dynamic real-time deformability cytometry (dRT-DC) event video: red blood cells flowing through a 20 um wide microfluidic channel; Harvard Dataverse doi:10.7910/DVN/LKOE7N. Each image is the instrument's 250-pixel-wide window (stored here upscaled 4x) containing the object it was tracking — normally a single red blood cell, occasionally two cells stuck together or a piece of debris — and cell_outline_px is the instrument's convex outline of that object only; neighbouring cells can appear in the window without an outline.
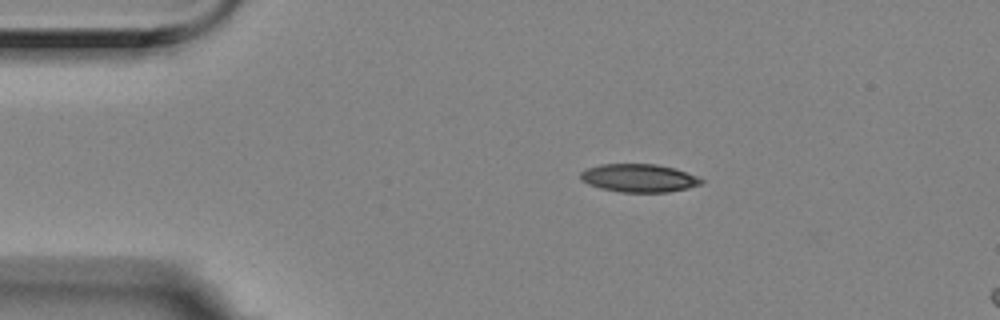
{"species": "Egyptian fruit bat (a non-hibernating species)", "species_latin": "Rousettus aegyptiacus", "temperature_condition": "room temperature", "stored_images_in_passage": 4, "segment_of_instrument_passage": [1, 2], "camera_frame_rate_fps": 3000, "um_per_image_px": 0.085, "animal": {"sex": "female"}, "frame": {"image": 1, "passage_image": 2, "time_ms": 0.333, "image_size_px": [1000, 320], "cell_outline_px": [[704, 180], [700, 184], [688, 188], [668, 192], [620, 192], [600, 188], [588, 184], [580, 180], [580, 172], [588, 168], [600, 164], [656, 164], [672, 168], [696, 176]], "centroid_in_image_um": [54.26, 15.14], "position_along_channel_um": 30.7, "area_um2": 19.65}}